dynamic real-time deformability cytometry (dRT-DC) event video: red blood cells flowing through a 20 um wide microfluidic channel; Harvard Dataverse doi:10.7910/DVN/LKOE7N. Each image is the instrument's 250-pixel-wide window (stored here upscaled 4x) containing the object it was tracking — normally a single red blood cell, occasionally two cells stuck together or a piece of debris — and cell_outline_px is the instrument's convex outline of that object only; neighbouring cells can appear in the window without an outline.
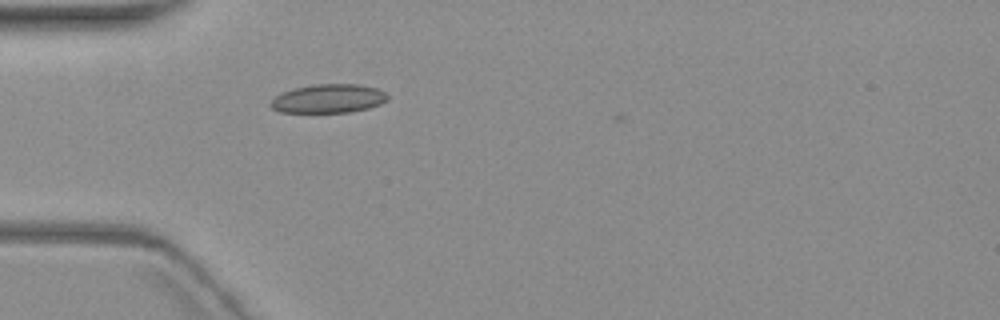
{"species": "common noctule bat (a hibernating species)", "species_latin": "Nyctalus noctula", "temperature_condition": "warm", "stored_images_in_passage": 1, "camera_frame_rate_fps": 3000, "um_per_image_px": 0.085, "animal": {"sex": "female", "body_mass_g": 19.3, "forearm_length_mm": 54.1}, "frame": {"image": 1, "passage_image": 1, "time_ms": 0.0, "image_size_px": [1000, 320], "cell_outline_px": [[388, 100], [380, 104], [368, 108], [352, 112], [280, 112], [272, 108], [268, 104], [280, 92], [292, 88], [316, 84], [360, 84], [376, 88], [384, 92], [388, 96]], "centroid_in_image_um": [27.9, 8.37], "position_along_channel_um": 57.1, "area_um2": 19.71}}